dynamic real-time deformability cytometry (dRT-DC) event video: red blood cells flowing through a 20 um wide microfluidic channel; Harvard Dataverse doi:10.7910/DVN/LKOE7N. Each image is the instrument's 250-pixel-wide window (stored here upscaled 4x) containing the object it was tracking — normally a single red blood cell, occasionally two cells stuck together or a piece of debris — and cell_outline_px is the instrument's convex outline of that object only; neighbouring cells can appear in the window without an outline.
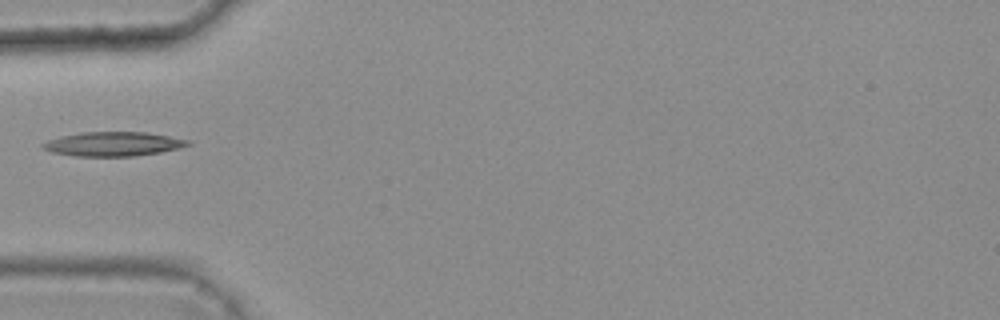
{"species": "common noctule bat (a hibernating species)", "species_latin": "Nyctalus noctula", "temperature_condition": "warm", "stored_images_in_passage": 3, "camera_frame_rate_fps": 3000, "um_per_image_px": 0.085, "animal": {"sex": "female", "body_mass_g": 25.1}, "frame": {"image": 1, "passage_image": 3, "time_ms": 0.667, "image_size_px": [1000, 320], "cell_outline_px": [[192, 144], [180, 148], [160, 152], [136, 156], [76, 156], [52, 152], [40, 148], [40, 144], [48, 140], [60, 136], [80, 132], [148, 132], [192, 140]], "centroid_in_image_um": [9.64, 12.23], "position_along_channel_um": 75.4, "area_um2": 20.75}}